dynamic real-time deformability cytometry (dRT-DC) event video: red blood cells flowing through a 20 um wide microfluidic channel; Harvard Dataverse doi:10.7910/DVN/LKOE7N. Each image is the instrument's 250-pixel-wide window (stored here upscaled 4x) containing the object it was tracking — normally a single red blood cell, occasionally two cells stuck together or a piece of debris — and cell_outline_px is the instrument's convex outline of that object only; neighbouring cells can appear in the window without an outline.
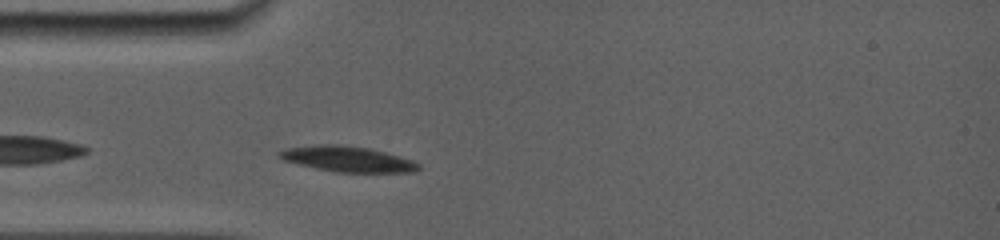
{"species": "common noctule bat (a hibernating species)", "species_latin": "Nyctalus noctula", "temperature_condition": "room temperature", "stored_images_in_passage": 17, "camera_frame_rate_fps": 5000, "um_per_image_px": 0.085, "animal": {"sex": "female", "body_mass_g": 19.0, "forearm_length_mm": 56.7}, "frame": {"image": 1, "passage_image": 2, "time_ms": 0.6, "image_size_px": [1000, 240], "cell_outline_px": [[420, 168], [412, 172], [336, 172], [316, 168], [284, 160], [276, 156], [276, 152], [284, 148], [320, 144], [340, 144], [368, 148], [400, 156], [412, 160], [420, 164]], "centroid_in_image_um": [29.5, 13.51], "position_along_channel_um": 55.5, "area_um2": 20.69}}
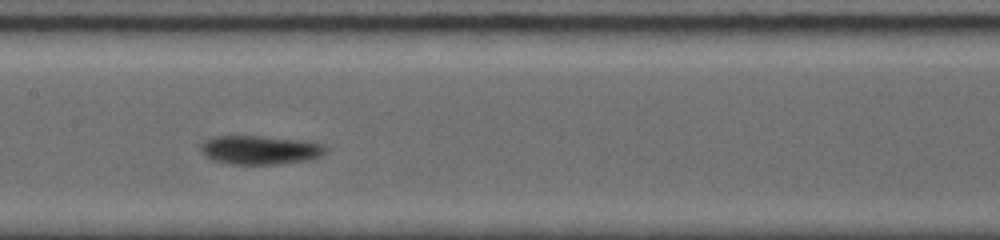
{"frame": {"image": 2, "passage_image": 7, "time_ms": 4.2, "image_size_px": [1000, 240], "cell_outline_px": [[328, 152], [324, 156], [308, 160], [280, 164], [228, 164], [212, 160], [204, 156], [200, 152], [200, 144], [204, 140], [212, 136], [260, 136], [308, 140], [324, 144], [328, 148]], "centroid_in_image_um": [22.14, 12.74], "position_along_channel_um": 185.3, "area_um2": 21.68}}
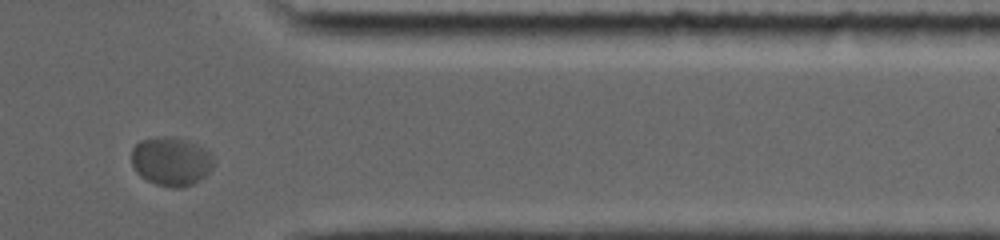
{"frame": {"image": 3, "passage_image": 16, "time_ms": 10.0, "image_size_px": [1000, 240], "cell_outline_px": [[216, 160], [212, 168], [200, 180], [192, 184], [180, 188], [172, 188], [156, 184], [140, 176], [136, 172], [132, 164], [132, 148], [140, 140], [172, 136], [176, 136], [212, 152], [216, 156]], "centroid_in_image_um": [14.58, 13.72], "position_along_channel_um": 396.8, "area_um2": 23.47}}